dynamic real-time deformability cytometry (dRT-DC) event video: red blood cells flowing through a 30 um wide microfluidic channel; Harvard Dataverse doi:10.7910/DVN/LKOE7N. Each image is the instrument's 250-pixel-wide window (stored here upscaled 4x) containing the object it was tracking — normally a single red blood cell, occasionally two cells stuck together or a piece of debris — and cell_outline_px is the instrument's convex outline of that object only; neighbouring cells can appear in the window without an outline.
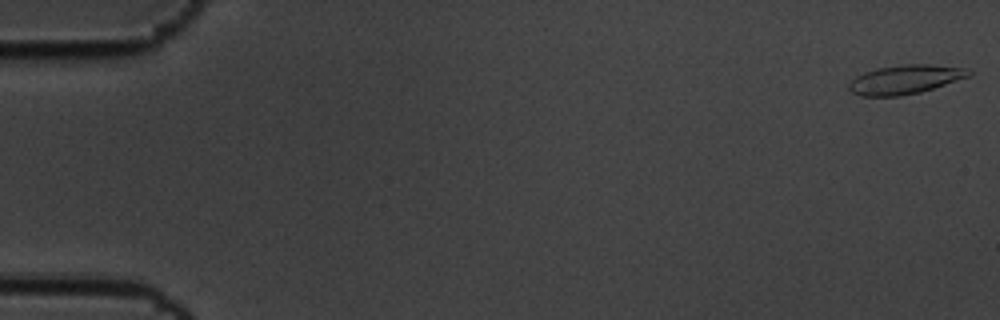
{"species": "common noctule bat (a hibernating species)", "species_latin": "Nyctalus noctula", "temperature_condition": "cold", "stored_images_in_passage": 59, "camera_frame_rate_fps": 3000, "um_per_image_px": 0.085, "animal": {"sex": "male", "body_mass_g": 19.5, "forearm_length_mm": 54.6}, "frame": {"image": 1, "passage_image": 1, "time_ms": 0.0, "image_size_px": [1000, 320], "cell_outline_px": [[972, 72], [968, 76], [920, 92], [900, 96], [860, 96], [852, 92], [848, 88], [848, 84], [856, 76], [864, 72], [876, 68], [904, 64], [928, 64], [964, 68]], "centroid_in_image_um": [76.87, 6.75], "position_along_channel_um": 8.1, "area_um2": 20.0}}
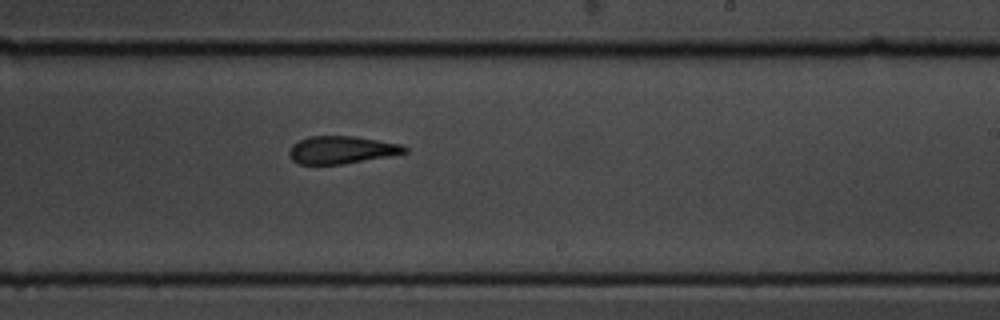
{"frame": {"image": 2, "passage_image": 36, "time_ms": 11.667, "image_size_px": [1000, 320], "cell_outline_px": [[408, 152], [388, 156], [344, 164], [300, 164], [292, 160], [288, 156], [288, 152], [292, 144], [308, 136], [356, 136], [400, 144], [408, 148]], "centroid_in_image_um": [29.01, 12.74], "position_along_channel_um": 260.0, "area_um2": 18.61}}
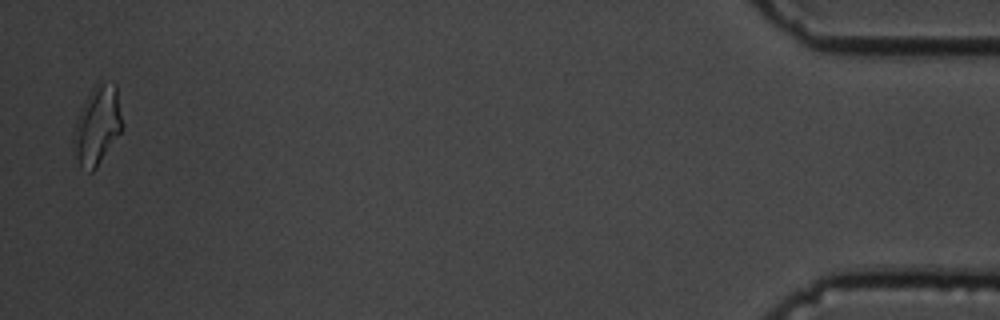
{"frame": {"image": 3, "passage_image": 58, "time_ms": 19.0, "image_size_px": [1000, 320], "cell_outline_px": [[124, 128], [96, 168], [92, 172], [88, 172], [80, 168], [72, 152], [72, 140], [76, 120], [80, 108], [92, 88], [100, 80], [104, 80], [116, 84], [124, 124]], "centroid_in_image_um": [8.26, 10.67], "position_along_channel_um": 426.9, "area_um2": 23.06}, "authors_computed_cell_mechanics": {"area_um2": 19.4208, "velocity_mm_per_s": 3.4294, "shape_relaxation_time_tau1_ms": 7.0735, "shape_relaxation_time_tau2_ms": 5.2568, "deformation_change_tau1": 0.1807, "deformation_change_tau2": 0.153}}